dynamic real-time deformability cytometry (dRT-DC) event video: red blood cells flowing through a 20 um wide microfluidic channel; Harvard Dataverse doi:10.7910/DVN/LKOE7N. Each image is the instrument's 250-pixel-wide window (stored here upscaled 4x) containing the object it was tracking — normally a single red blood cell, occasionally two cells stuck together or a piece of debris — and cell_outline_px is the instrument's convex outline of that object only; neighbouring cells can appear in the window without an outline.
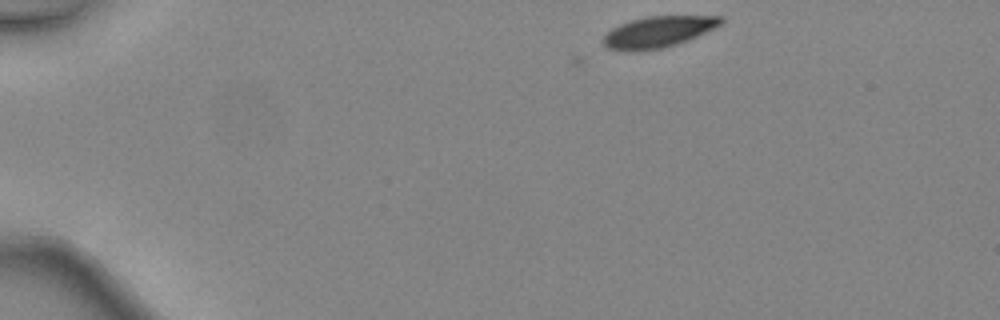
{"species": "common noctule bat (a hibernating species)", "species_latin": "Nyctalus noctula", "temperature_condition": "warm", "stored_images_in_passage": 4, "camera_frame_rate_fps": 3000, "um_per_image_px": 0.085, "animal": {"sex": "female", "body_mass_g": 24.6, "forearm_length_mm": 56.2}, "frame": {"image": 1, "passage_image": 1, "time_ms": 0.0, "image_size_px": [1000, 320], "cell_outline_px": [[724, 20], [720, 24], [688, 40], [664, 48], [632, 52], [628, 52], [608, 48], [604, 44], [604, 36], [612, 28], [620, 24], [632, 20], [648, 16], [724, 16]], "centroid_in_image_um": [55.92, 2.72], "position_along_channel_um": 29.1, "area_um2": 21.15}}